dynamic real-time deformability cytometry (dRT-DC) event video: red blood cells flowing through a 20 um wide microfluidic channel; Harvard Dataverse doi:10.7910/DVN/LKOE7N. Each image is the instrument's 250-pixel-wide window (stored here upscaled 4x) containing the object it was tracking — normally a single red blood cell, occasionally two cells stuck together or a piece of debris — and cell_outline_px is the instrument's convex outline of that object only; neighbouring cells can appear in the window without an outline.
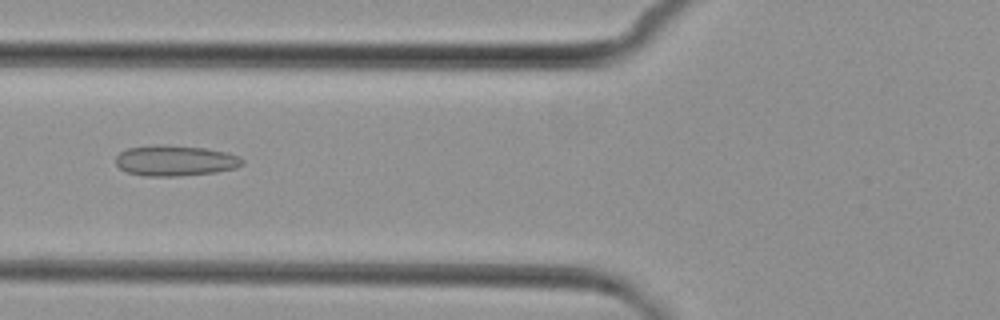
{"species": "common noctule bat (a hibernating species)", "species_latin": "Nyctalus noctula", "temperature_condition": "cold", "stored_images_in_passage": 2, "camera_frame_rate_fps": 3000, "um_per_image_px": 0.085, "animal": {"sex": "female", "body_mass_g": 29.2, "forearm_length_mm": 56.3}, "frame": {"image": 1, "passage_image": 2, "time_ms": 1.0, "image_size_px": [1000, 320], "cell_outline_px": [[244, 164], [236, 168], [216, 172], [180, 176], [144, 176], [128, 172], [120, 168], [116, 164], [116, 156], [120, 152], [128, 148], [156, 144], [160, 144], [204, 148], [228, 152], [240, 156], [244, 160]], "centroid_in_image_um": [14.92, 13.65], "position_along_channel_um": 110.9, "area_um2": 22.77}}